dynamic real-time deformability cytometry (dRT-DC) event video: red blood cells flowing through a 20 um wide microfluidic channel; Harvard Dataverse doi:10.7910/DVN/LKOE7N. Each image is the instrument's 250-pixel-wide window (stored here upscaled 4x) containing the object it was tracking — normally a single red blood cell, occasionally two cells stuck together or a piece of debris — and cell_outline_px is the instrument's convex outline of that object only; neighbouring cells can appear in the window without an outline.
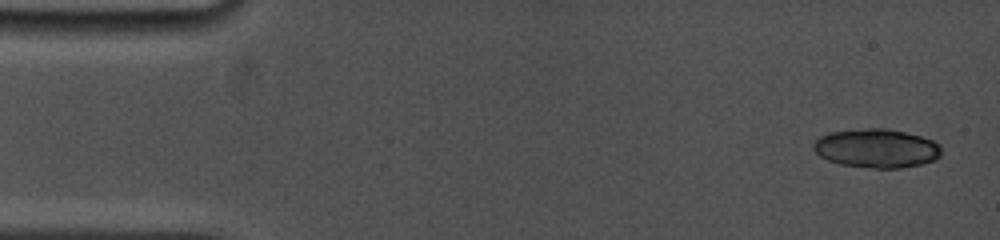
{"species": "common noctule bat (a hibernating species)", "species_latin": "Nyctalus noctula", "temperature_condition": "cold", "stored_images_in_passage": 6, "camera_frame_rate_fps": 5000, "um_per_image_px": 0.085, "animal": {"sex": "female", "body_mass_g": 19.0, "forearm_length_mm": 53.3}, "frame": {"image": 1, "passage_image": 1, "time_ms": 0.0, "image_size_px": [1000, 240], "cell_outline_px": [[940, 156], [936, 160], [920, 164], [900, 168], [872, 168], [840, 164], [828, 160], [820, 156], [812, 148], [812, 144], [820, 136], [832, 132], [868, 128], [884, 128], [904, 132], [920, 136], [932, 140], [940, 144]], "centroid_in_image_um": [74.5, 12.61], "position_along_channel_um": 10.5, "area_um2": 28.84}}
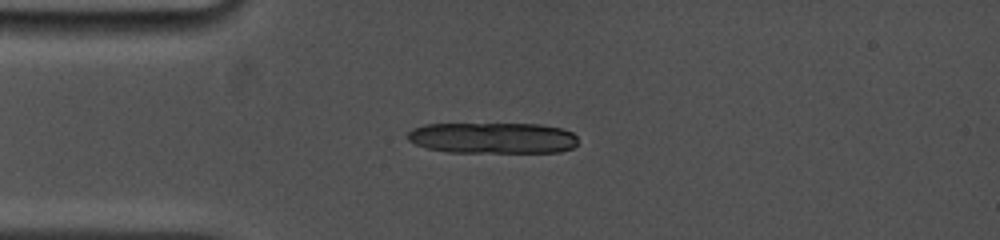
{"frame": {"image": 2, "passage_image": 6, "time_ms": 3.4, "image_size_px": [1000, 240], "cell_outline_px": [[576, 144], [572, 148], [560, 152], [448, 152], [428, 148], [416, 144], [408, 140], [408, 132], [412, 128], [424, 124], [540, 124], [560, 128], [572, 132], [576, 136]], "centroid_in_image_um": [41.87, 11.72], "position_along_channel_um": 43.1, "area_um2": 30.81}}